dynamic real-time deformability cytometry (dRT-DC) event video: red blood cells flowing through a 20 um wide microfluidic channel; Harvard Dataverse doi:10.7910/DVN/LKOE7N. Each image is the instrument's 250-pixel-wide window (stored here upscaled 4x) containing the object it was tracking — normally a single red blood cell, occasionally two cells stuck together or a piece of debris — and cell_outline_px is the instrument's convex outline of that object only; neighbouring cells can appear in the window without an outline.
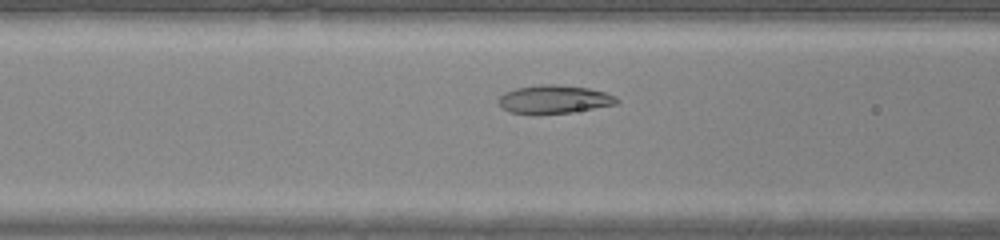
{"species": "common noctule bat (a hibernating species)", "species_latin": "Nyctalus noctula", "temperature_condition": "warm", "stored_images_in_passage": 36, "camera_frame_rate_fps": 3000, "um_per_image_px": 0.085, "animal": {"sex": "male", "body_mass_g": 20.0, "forearm_length_mm": 53.3}, "frame": {"image": 1, "passage_image": 12, "time_ms": 3.667, "image_size_px": [1000, 240], "cell_outline_px": [[620, 100], [616, 104], [572, 112], [532, 116], [508, 112], [496, 100], [504, 92], [516, 88], [540, 84], [556, 84], [588, 88], [604, 92], [616, 96]], "centroid_in_image_um": [47.05, 8.46], "position_along_channel_um": 119.6, "area_um2": 19.94}}
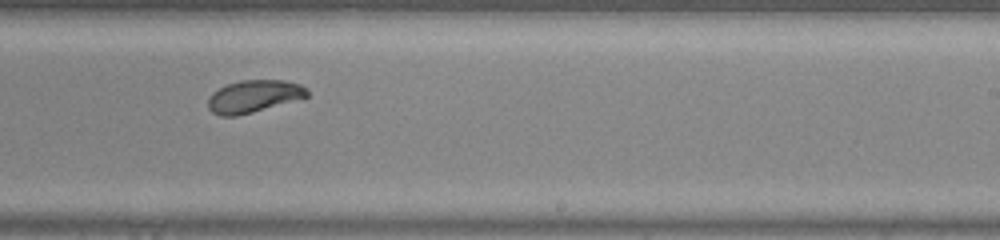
{"frame": {"image": 2, "passage_image": 22, "time_ms": 7.0, "image_size_px": [1000, 240], "cell_outline_px": [[308, 96], [252, 112], [236, 116], [220, 116], [212, 112], [208, 108], [208, 96], [212, 92], [228, 84], [240, 80], [284, 80], [300, 84], [308, 88]], "centroid_in_image_um": [21.54, 8.18], "position_along_channel_um": 267.5, "area_um2": 18.55}}
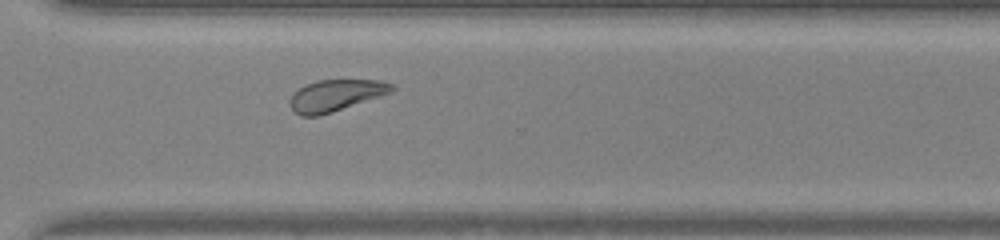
{"frame": {"image": 3, "passage_image": 27, "time_ms": 8.667, "image_size_px": [1000, 240], "cell_outline_px": [[396, 88], [392, 92], [320, 116], [300, 116], [288, 104], [288, 100], [304, 84], [316, 80], [380, 80], [396, 84]], "centroid_in_image_um": [28.55, 8.1], "position_along_channel_um": 342.0, "area_um2": 18.79}}